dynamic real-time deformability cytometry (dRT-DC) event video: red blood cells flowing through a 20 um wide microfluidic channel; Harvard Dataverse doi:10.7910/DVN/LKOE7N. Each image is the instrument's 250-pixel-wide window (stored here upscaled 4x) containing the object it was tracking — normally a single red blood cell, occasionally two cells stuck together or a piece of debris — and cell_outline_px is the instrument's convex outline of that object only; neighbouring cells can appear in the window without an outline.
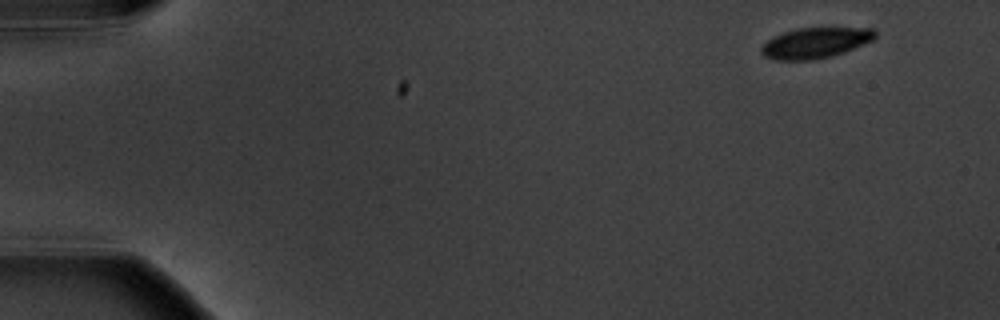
{"species": "common noctule bat (a hibernating species)", "species_latin": "Nyctalus noctula", "temperature_condition": "warm", "stored_images_in_passage": 4, "camera_frame_rate_fps": 3000, "um_per_image_px": 0.085, "animal": {"sex": "male", "body_mass_g": 20.1, "forearm_length_mm": 53.5}, "frame": {"image": 1, "passage_image": 1, "time_ms": 0.0, "image_size_px": [1000, 320], "cell_outline_px": [[876, 36], [872, 40], [844, 52], [832, 56], [812, 60], [776, 60], [764, 56], [760, 52], [760, 48], [772, 36], [796, 28], [872, 28], [876, 32]], "centroid_in_image_um": [69.27, 3.64], "position_along_channel_um": 15.7, "area_um2": 20.23}}
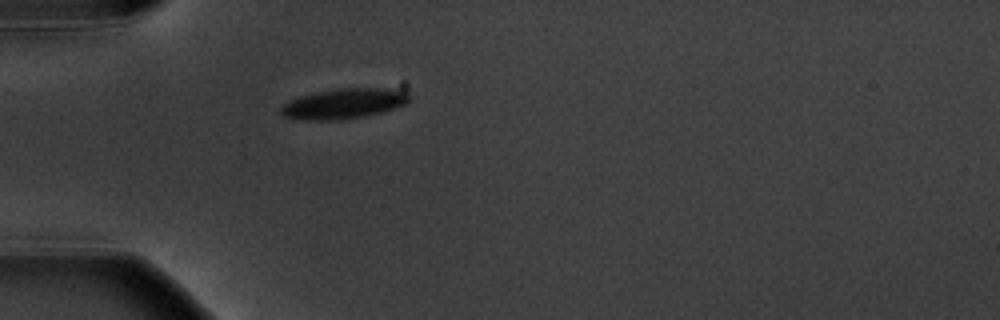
{"frame": {"image": 2, "passage_image": 4, "time_ms": 4.333, "image_size_px": [1000, 320], "cell_outline_px": [[412, 100], [404, 104], [380, 112], [364, 116], [340, 120], [308, 120], [284, 116], [280, 112], [280, 108], [284, 104], [300, 96], [316, 92], [340, 88], [388, 88], [408, 92], [412, 96]], "centroid_in_image_um": [29.26, 8.8], "position_along_channel_um": 55.7, "area_um2": 22.43}}